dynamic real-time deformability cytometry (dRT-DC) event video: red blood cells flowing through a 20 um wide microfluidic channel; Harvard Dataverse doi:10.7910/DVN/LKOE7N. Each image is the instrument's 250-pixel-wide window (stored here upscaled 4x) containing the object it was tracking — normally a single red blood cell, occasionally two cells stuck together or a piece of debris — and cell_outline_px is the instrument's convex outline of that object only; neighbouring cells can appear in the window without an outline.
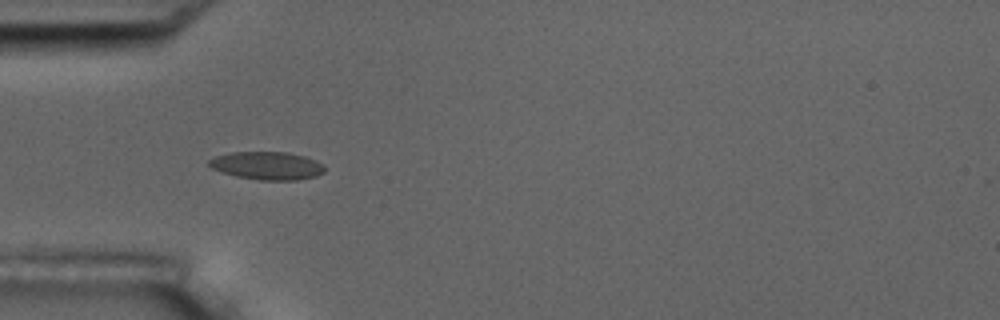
{"species": "common noctule bat (a hibernating species)", "species_latin": "Nyctalus noctula", "temperature_condition": "room temperature", "stored_images_in_passage": 6, "camera_frame_rate_fps": 3000, "um_per_image_px": 0.085, "animal": {"sex": "male", "body_mass_g": 17.5, "forearm_length_mm": 52.3}, "frame": {"image": 1, "passage_image": 5, "time_ms": 1.333, "image_size_px": [1000, 320], "cell_outline_px": [[324, 172], [316, 176], [296, 180], [260, 180], [236, 176], [212, 168], [208, 164], [208, 160], [216, 156], [232, 152], [288, 152], [304, 156], [316, 160], [324, 164]], "centroid_in_image_um": [22.73, 14.08], "position_along_channel_um": 62.3, "area_um2": 18.79}}